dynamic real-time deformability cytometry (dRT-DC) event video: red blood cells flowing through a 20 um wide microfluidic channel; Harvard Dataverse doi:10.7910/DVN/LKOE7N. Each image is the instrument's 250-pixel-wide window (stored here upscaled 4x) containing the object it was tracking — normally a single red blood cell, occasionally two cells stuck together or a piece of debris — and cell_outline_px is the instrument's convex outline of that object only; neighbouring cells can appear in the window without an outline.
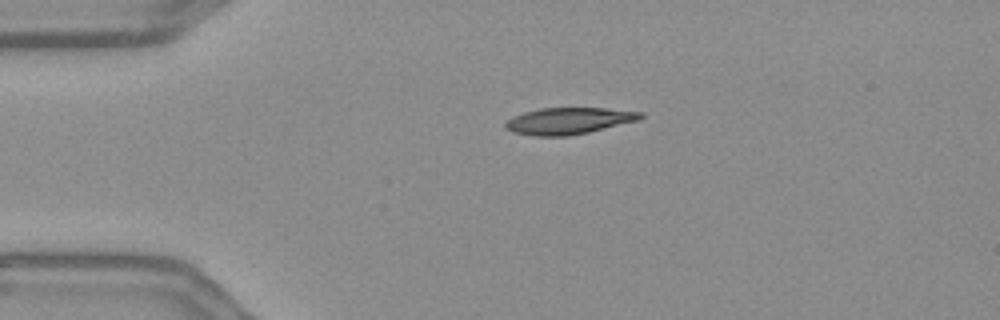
{"species": "Egyptian fruit bat (a non-hibernating species)", "species_latin": "Rousettus aegyptiacus", "temperature_condition": "warm", "stored_images_in_passage": 45, "camera_frame_rate_fps": 3000, "um_per_image_px": 0.085, "frame": {"image": 1, "passage_image": 2, "time_ms": 0.333, "image_size_px": [1000, 320], "cell_outline_px": [[644, 116], [636, 120], [588, 132], [568, 136], [532, 136], [512, 132], [504, 128], [504, 124], [512, 116], [524, 112], [540, 108], [604, 108], [644, 112]], "centroid_in_image_um": [48.27, 10.27], "position_along_channel_um": 36.7, "area_um2": 20.87}}
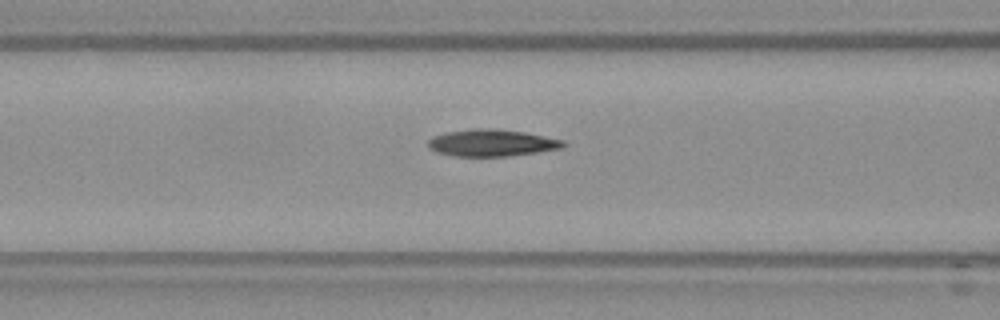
{"frame": {"image": 2, "passage_image": 12, "time_ms": 3.667, "image_size_px": [1000, 320], "cell_outline_px": [[568, 144], [560, 148], [536, 152], [508, 156], [452, 156], [436, 152], [428, 148], [428, 140], [432, 136], [448, 132], [472, 128], [492, 128], [524, 132], [564, 140]], "centroid_in_image_um": [41.77, 12.14], "position_along_channel_um": 124.8, "area_um2": 21.21}}
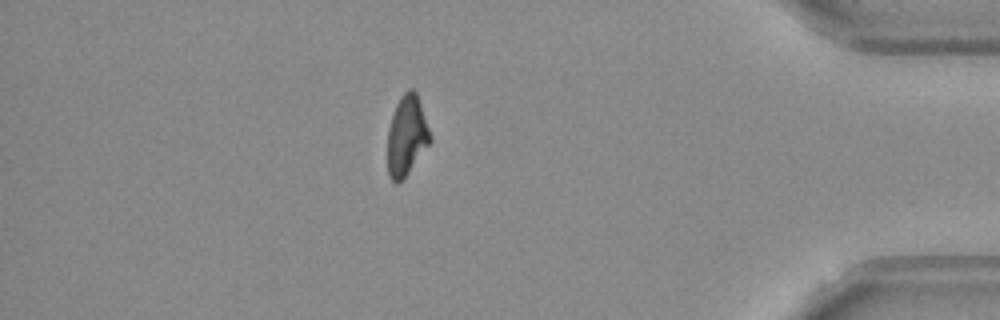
{"frame": {"image": 3, "passage_image": 38, "time_ms": 12.333, "image_size_px": [1000, 320], "cell_outline_px": [[432, 140], [408, 172], [396, 184], [392, 180], [388, 172], [388, 128], [396, 104], [400, 96], [408, 88], [412, 88], [416, 92], [432, 136]], "centroid_in_image_um": [34.57, 11.49], "position_along_channel_um": 400.6, "area_um2": 19.59}, "authors_computed_cell_mechanics": {"area_um2": 20.9814, "velocity_mm_per_s": 3.6533, "shape_relaxation_time_tau1_ms": 5.2606, "shape_relaxation_time_tau2_ms": 10.582, "deformation_change_tau1": 0.1821, "deformation_change_tau2": 0.1978}}